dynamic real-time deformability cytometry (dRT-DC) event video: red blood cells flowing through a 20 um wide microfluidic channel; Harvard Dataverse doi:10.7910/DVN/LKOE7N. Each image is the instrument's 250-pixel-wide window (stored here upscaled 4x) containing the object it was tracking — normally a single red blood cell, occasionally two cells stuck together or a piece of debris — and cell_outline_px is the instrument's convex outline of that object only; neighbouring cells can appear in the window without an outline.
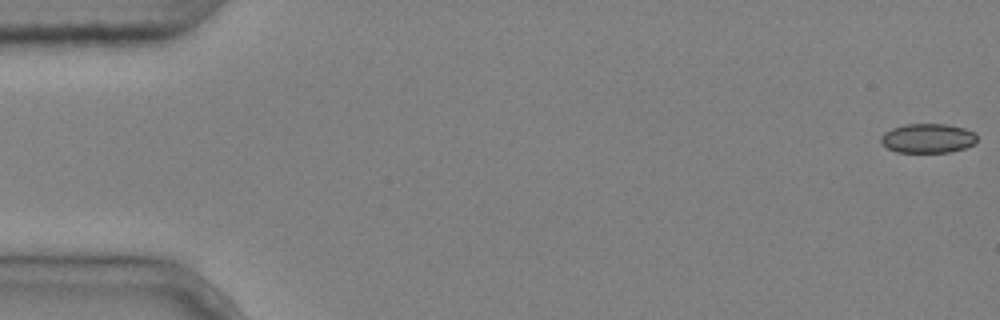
{"species": "common noctule bat (a hibernating species)", "species_latin": "Nyctalus noctula", "temperature_condition": "cold", "stored_images_in_passage": 6, "camera_frame_rate_fps": 3000, "um_per_image_px": 0.085, "animal": {"sex": "male", "body_mass_g": 20.4}, "frame": {"image": 1, "passage_image": 1, "time_ms": 0.0, "image_size_px": [1000, 320], "cell_outline_px": [[976, 140], [972, 144], [964, 148], [948, 152], [896, 152], [880, 144], [880, 136], [884, 132], [892, 128], [904, 124], [944, 124], [964, 128], [976, 132]], "centroid_in_image_um": [78.82, 11.75], "position_along_channel_um": 6.2, "area_um2": 16.47}}
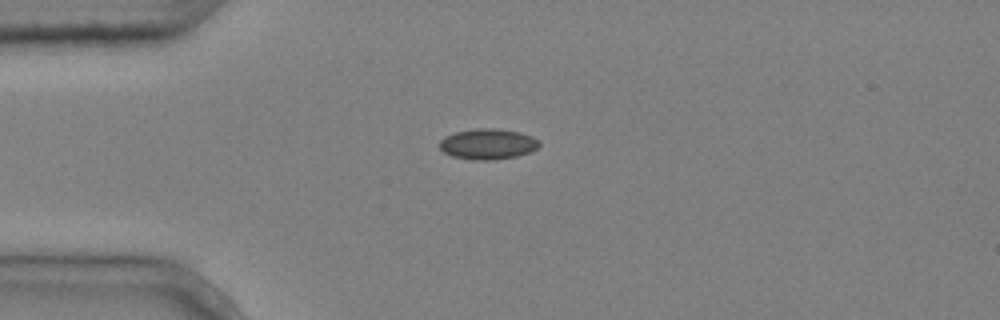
{"frame": {"image": 2, "passage_image": 5, "time_ms": 1.333, "image_size_px": [1000, 320], "cell_outline_px": [[540, 144], [536, 148], [528, 152], [516, 156], [492, 160], [472, 160], [452, 156], [444, 152], [440, 148], [440, 140], [444, 136], [456, 132], [476, 128], [496, 128], [520, 132], [532, 136], [540, 140]], "centroid_in_image_um": [41.46, 12.23], "position_along_channel_um": 43.5, "area_um2": 17.8}}
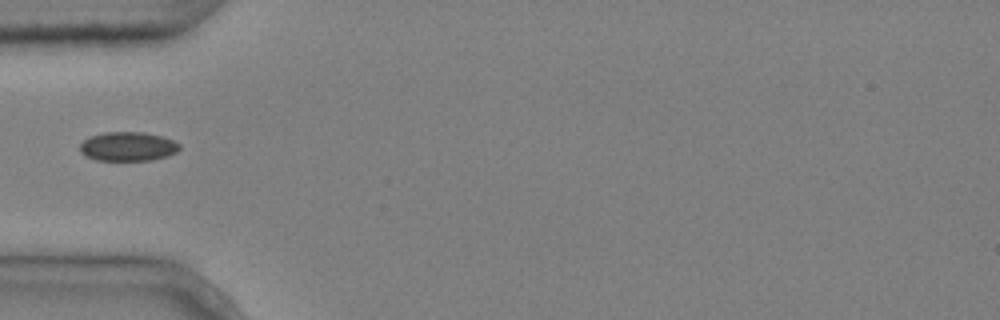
{"frame": {"image": 3, "passage_image": 6, "time_ms": 1.667, "image_size_px": [1000, 320], "cell_outline_px": [[180, 148], [176, 152], [168, 156], [152, 160], [96, 160], [80, 152], [80, 144], [84, 140], [92, 136], [104, 132], [144, 132], [160, 136], [172, 140], [180, 144]], "centroid_in_image_um": [10.89, 12.45], "position_along_channel_um": 74.1, "area_um2": 16.76}}